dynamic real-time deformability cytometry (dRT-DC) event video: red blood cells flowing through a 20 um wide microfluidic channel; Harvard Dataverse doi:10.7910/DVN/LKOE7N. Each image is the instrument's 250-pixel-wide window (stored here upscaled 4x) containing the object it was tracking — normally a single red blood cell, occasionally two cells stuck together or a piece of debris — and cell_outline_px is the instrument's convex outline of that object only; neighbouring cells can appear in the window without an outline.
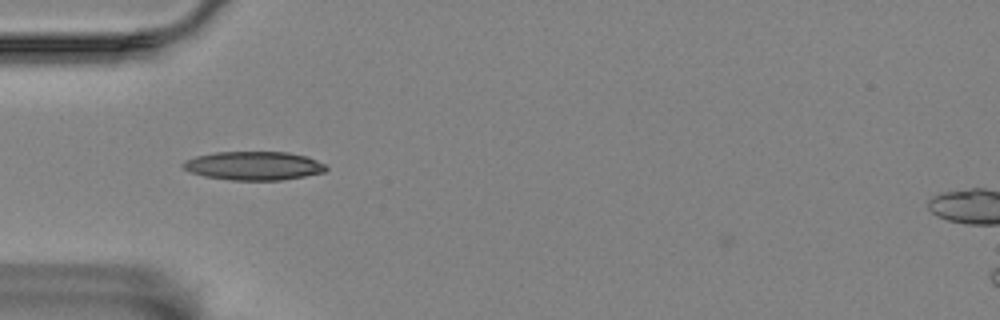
{"species": "Egyptian fruit bat (a non-hibernating species)", "species_latin": "Rousettus aegyptiacus", "temperature_condition": "room temperature", "stored_images_in_passage": 23, "camera_frame_rate_fps": 3000, "um_per_image_px": 0.085, "animal": {"sex": "female"}, "frame": {"image": 1, "passage_image": 10, "time_ms": 3.0, "image_size_px": [1000, 320], "cell_outline_px": [[328, 168], [324, 172], [304, 176], [280, 180], [232, 180], [204, 176], [192, 172], [184, 168], [180, 164], [196, 156], [216, 152], [288, 152], [308, 156], [324, 164]], "centroid_in_image_um": [21.59, 14.08], "position_along_channel_um": 63.4, "area_um2": 23.7}}
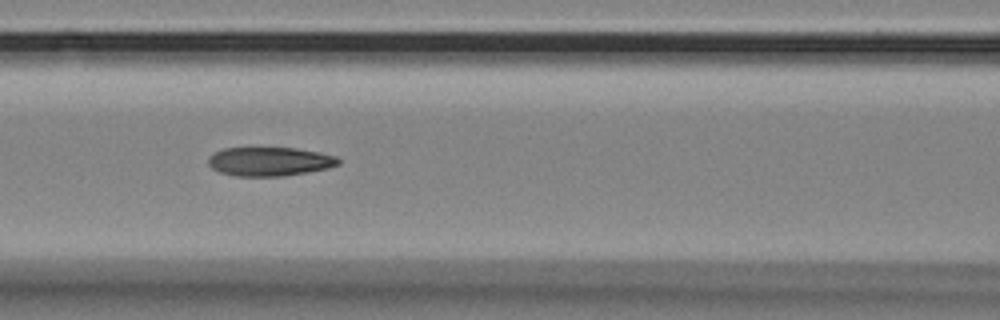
{"frame": {"image": 2, "passage_image": 17, "time_ms": 5.333, "image_size_px": [1000, 320], "cell_outline_px": [[340, 164], [328, 168], [308, 172], [284, 176], [236, 176], [220, 172], [212, 168], [208, 164], [208, 156], [224, 148], [296, 148], [320, 152], [336, 156], [340, 160]], "centroid_in_image_um": [22.93, 13.73], "position_along_channel_um": 143.7, "area_um2": 21.96}}
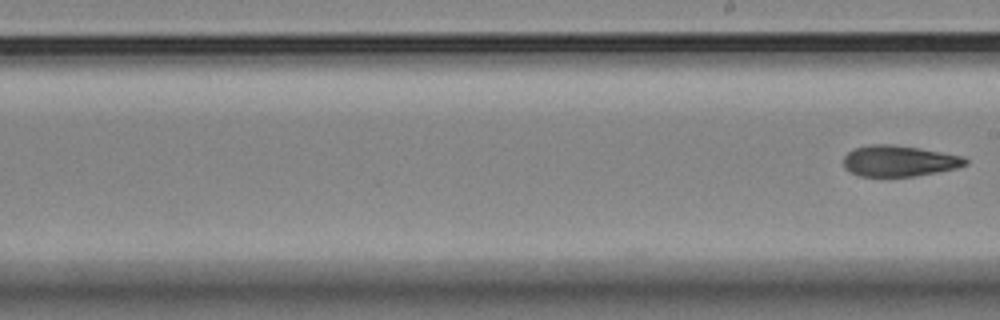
{"frame": {"image": 3, "passage_image": 23, "time_ms": 7.333, "image_size_px": [1000, 320], "cell_outline_px": [[968, 164], [956, 168], [916, 176], [860, 176], [844, 168], [844, 156], [848, 152], [856, 148], [872, 144], [888, 144], [916, 148], [964, 156], [968, 160]], "centroid_in_image_um": [76.43, 13.69], "position_along_channel_um": 212.6, "area_um2": 21.73}}